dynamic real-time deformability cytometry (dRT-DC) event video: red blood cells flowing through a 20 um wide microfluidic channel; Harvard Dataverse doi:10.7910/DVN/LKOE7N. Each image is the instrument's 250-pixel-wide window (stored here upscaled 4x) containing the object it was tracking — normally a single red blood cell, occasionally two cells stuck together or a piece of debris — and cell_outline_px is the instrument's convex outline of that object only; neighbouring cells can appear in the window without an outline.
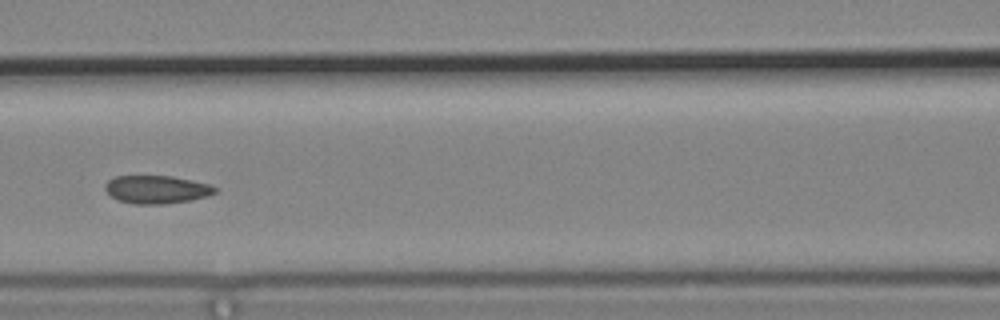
{"species": "common noctule bat (a hibernating species)", "species_latin": "Nyctalus noctula", "temperature_condition": "cold", "stored_images_in_passage": 16, "camera_frame_rate_fps": 3000, "um_per_image_px": 0.085, "animal": {"sex": "male", "body_mass_g": 19.2, "forearm_length_mm": 51.8}, "frame": {"image": 1, "passage_image": 10, "time_ms": 3.0, "image_size_px": [1000, 320], "cell_outline_px": [[220, 188], [216, 192], [208, 196], [188, 200], [164, 204], [132, 204], [120, 200], [112, 196], [104, 188], [104, 184], [108, 180], [116, 176], [172, 176], [208, 184]], "centroid_in_image_um": [13.32, 16.1], "position_along_channel_um": 153.3, "area_um2": 17.86}}